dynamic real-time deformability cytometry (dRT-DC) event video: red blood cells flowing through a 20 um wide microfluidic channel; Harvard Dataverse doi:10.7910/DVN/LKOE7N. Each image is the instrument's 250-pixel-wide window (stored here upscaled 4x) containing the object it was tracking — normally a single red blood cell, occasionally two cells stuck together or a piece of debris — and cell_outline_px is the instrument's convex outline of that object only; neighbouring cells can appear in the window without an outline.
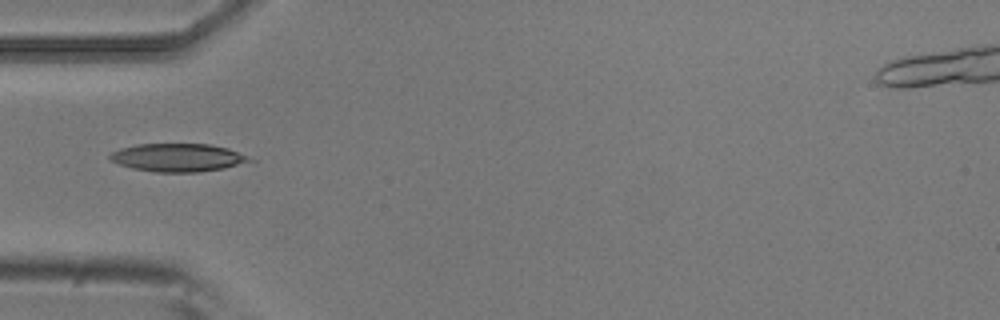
{"species": "common noctule bat (a hibernating species)", "species_latin": "Nyctalus noctula", "temperature_condition": "room temperature", "stored_images_in_passage": 8, "camera_frame_rate_fps": 3000, "um_per_image_px": 0.085, "animal": {"sex": "male", "body_mass_g": 20.5, "forearm_length_mm": 52.5}, "frame": {"image": 1, "passage_image": 5, "time_ms": 1.333, "image_size_px": [1000, 320], "cell_outline_px": [[256, 160], [224, 168], [200, 172], [156, 172], [132, 168], [120, 164], [112, 160], [108, 156], [112, 152], [120, 148], [136, 144], [208, 144], [228, 148]], "centroid_in_image_um": [15.12, 13.39], "position_along_channel_um": 69.9, "area_um2": 22.72}}
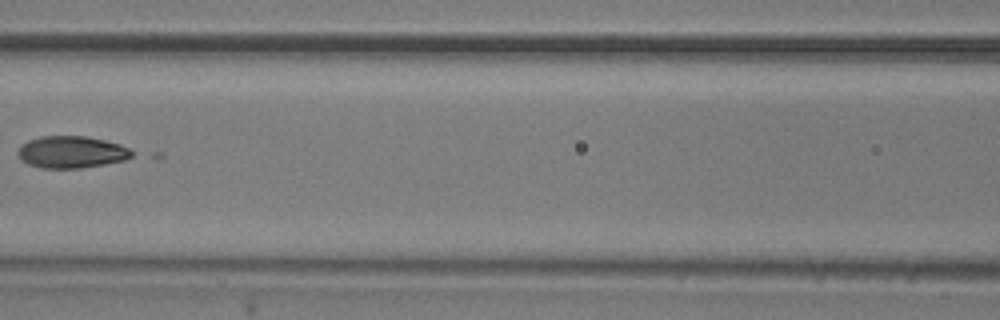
{"frame": {"image": 2, "passage_image": 7, "time_ms": 2.0, "image_size_px": [1000, 320], "cell_outline_px": [[136, 152], [132, 156], [124, 160], [104, 164], [80, 168], [40, 168], [28, 164], [20, 160], [16, 152], [20, 144], [28, 140], [40, 136], [84, 136], [104, 140], [120, 144]], "centroid_in_image_um": [6.03, 12.92], "position_along_channel_um": 160.6, "area_um2": 21.44}}
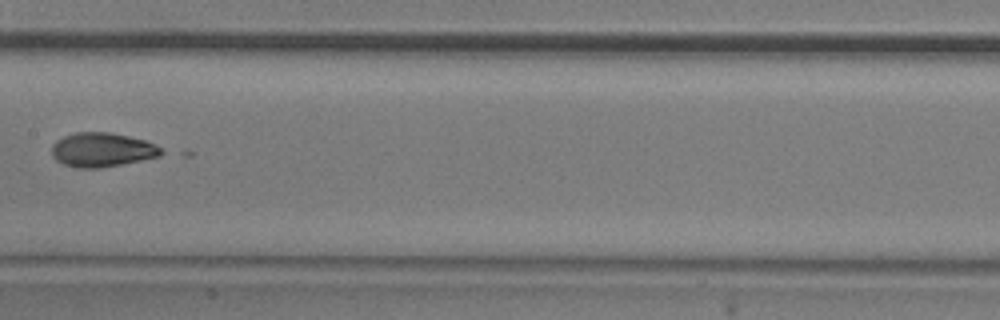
{"frame": {"image": 3, "passage_image": 8, "time_ms": 2.333, "image_size_px": [1000, 320], "cell_outline_px": [[168, 152], [160, 156], [100, 168], [80, 168], [64, 164], [56, 160], [52, 156], [52, 144], [56, 140], [64, 136], [76, 132], [112, 132], [144, 140], [156, 144]], "centroid_in_image_um": [8.7, 12.72], "position_along_channel_um": 198.7, "area_um2": 21.91}}